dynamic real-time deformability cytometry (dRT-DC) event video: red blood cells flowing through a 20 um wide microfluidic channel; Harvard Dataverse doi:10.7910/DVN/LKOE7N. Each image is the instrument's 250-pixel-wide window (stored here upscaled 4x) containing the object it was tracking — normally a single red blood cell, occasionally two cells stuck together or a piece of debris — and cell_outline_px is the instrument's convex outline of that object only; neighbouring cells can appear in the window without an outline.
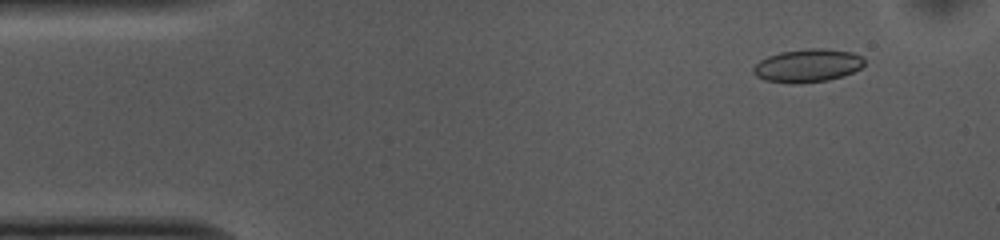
{"species": "common noctule bat (a hibernating species)", "species_latin": "Nyctalus noctula", "temperature_condition": "cold", "stored_images_in_passage": 53, "camera_frame_rate_fps": 3000, "um_per_image_px": 0.085, "animal": {"sex": "female", "body_mass_g": 10.0, "forearm_length_mm": 53.1}, "frame": {"image": 1, "passage_image": 5, "time_ms": 1.333, "image_size_px": [1000, 240], "cell_outline_px": [[864, 64], [860, 68], [844, 76], [828, 80], [792, 84], [764, 80], [756, 76], [752, 72], [752, 68], [760, 60], [768, 56], [780, 52], [808, 48], [828, 48], [852, 52], [860, 56], [864, 60]], "centroid_in_image_um": [68.63, 5.57], "position_along_channel_um": 16.4, "area_um2": 21.56}}
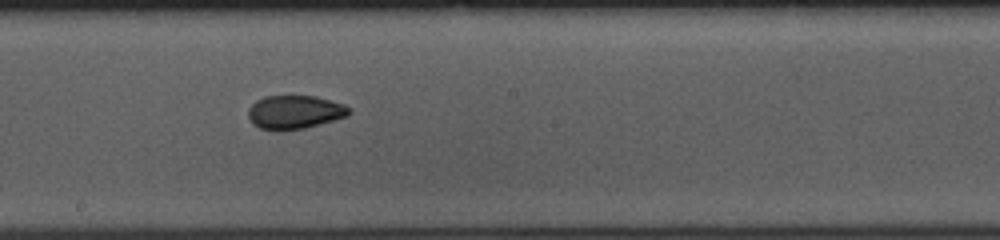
{"frame": {"image": 2, "passage_image": 28, "time_ms": 9.0, "image_size_px": [1000, 240], "cell_outline_px": [[352, 112], [348, 116], [320, 124], [304, 128], [280, 132], [276, 132], [260, 128], [252, 124], [248, 116], [248, 108], [256, 100], [264, 96], [316, 96], [344, 104], [352, 108]], "centroid_in_image_um": [25.05, 9.55], "position_along_channel_um": 223.2, "area_um2": 20.17}}
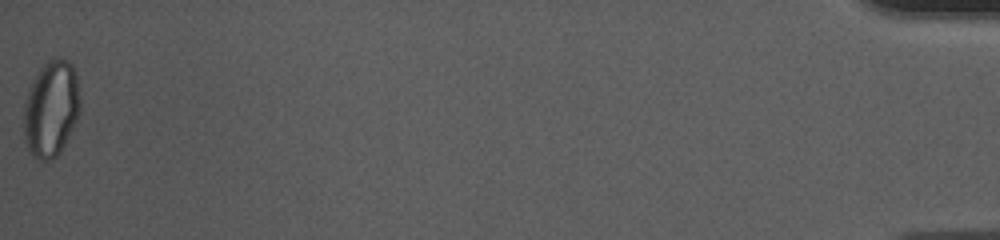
{"frame": {"image": 3, "passage_image": 53, "time_ms": 17.333, "image_size_px": [1000, 240], "cell_outline_px": [[80, 112], [60, 152], [52, 160], [40, 160], [32, 156], [28, 152], [24, 140], [24, 104], [28, 88], [32, 80], [40, 68], [52, 56], [60, 56], [68, 60], [72, 64], [76, 76], [80, 96]], "centroid_in_image_um": [4.33, 9.21], "position_along_channel_um": 430.9, "area_um2": 32.02}, "authors_computed_cell_mechanics": {"area_um2": 20.6346, "velocity_mm_per_s": 3.7303, "shape_relaxation_time_tau1_ms": 10.0161, "shape_relaxation_time_tau2_ms": 1.4736, "deformation_change_tau1": 0.1318, "deformation_change_tau2": 0.0559}}